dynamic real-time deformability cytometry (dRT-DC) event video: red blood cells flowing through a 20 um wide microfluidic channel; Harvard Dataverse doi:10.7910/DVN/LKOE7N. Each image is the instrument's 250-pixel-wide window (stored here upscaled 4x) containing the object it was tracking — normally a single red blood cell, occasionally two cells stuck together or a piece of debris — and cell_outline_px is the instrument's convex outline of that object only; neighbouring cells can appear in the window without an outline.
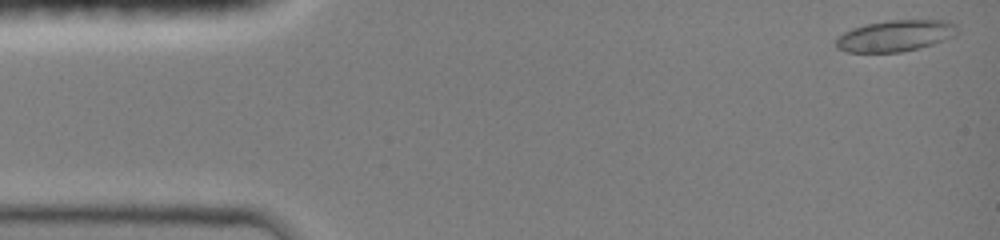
{"species": "common noctule bat (a hibernating species)", "species_latin": "Nyctalus noctula", "temperature_condition": "room temperature", "stored_images_in_passage": 28, "camera_frame_rate_fps": 3000, "um_per_image_px": 0.085, "animal": {"sex": "female", "body_mass_g": 19.0, "forearm_length_mm": 51.5}, "frame": {"image": 1, "passage_image": 1, "time_ms": 0.0, "image_size_px": [1000, 240], "cell_outline_px": [[956, 36], [920, 48], [900, 52], [844, 52], [836, 48], [836, 36], [852, 28], [864, 24], [888, 20], [948, 20], [956, 24]], "centroid_in_image_um": [76.08, 3.04], "position_along_channel_um": 8.9, "area_um2": 22.37}}
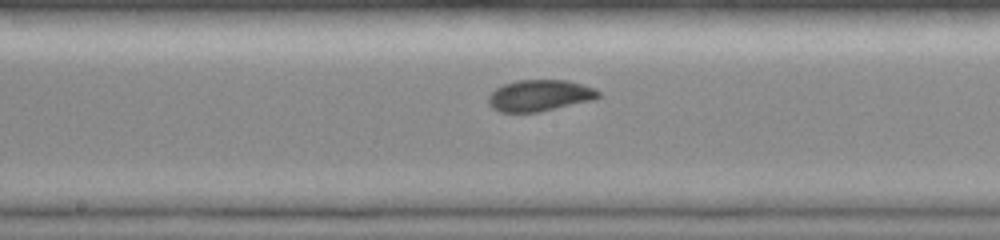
{"frame": {"image": 2, "passage_image": 15, "time_ms": 7.333, "image_size_px": [1000, 240], "cell_outline_px": [[600, 96], [592, 100], [540, 112], [500, 112], [492, 108], [488, 104], [488, 96], [496, 88], [504, 84], [516, 80], [568, 80], [592, 88], [600, 92]], "centroid_in_image_um": [45.83, 8.12], "position_along_channel_um": 202.4, "area_um2": 20.06}}
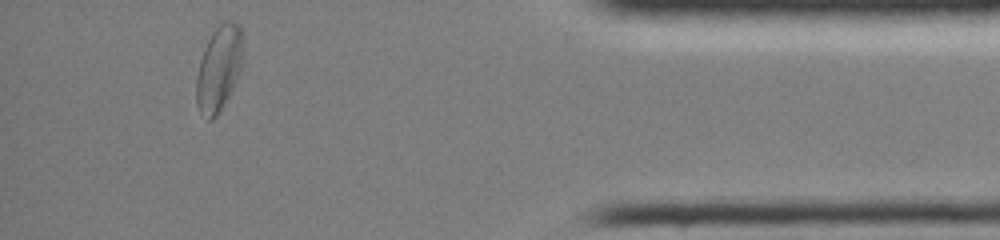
{"frame": {"image": 3, "passage_image": 28, "time_ms": 13.333, "image_size_px": [1000, 240], "cell_outline_px": [[244, 60], [240, 72], [224, 104], [216, 116], [212, 120], [208, 120], [200, 112], [196, 104], [196, 76], [200, 60], [204, 48], [212, 32], [224, 20], [232, 20], [240, 24], [244, 40]], "centroid_in_image_um": [18.64, 5.76], "position_along_channel_um": 416.6, "area_um2": 23.7}, "authors_computed_cell_mechanics": {"area_um2": 20.3745, "velocity_mm_per_s": 4.1486, "shape_relaxation_time_tau1_ms": 4.1946, "shape_relaxation_time_tau2_ms": 1.8049, "deformation_change_tau1": 0.1207, "deformation_change_tau2": 0.0505}}